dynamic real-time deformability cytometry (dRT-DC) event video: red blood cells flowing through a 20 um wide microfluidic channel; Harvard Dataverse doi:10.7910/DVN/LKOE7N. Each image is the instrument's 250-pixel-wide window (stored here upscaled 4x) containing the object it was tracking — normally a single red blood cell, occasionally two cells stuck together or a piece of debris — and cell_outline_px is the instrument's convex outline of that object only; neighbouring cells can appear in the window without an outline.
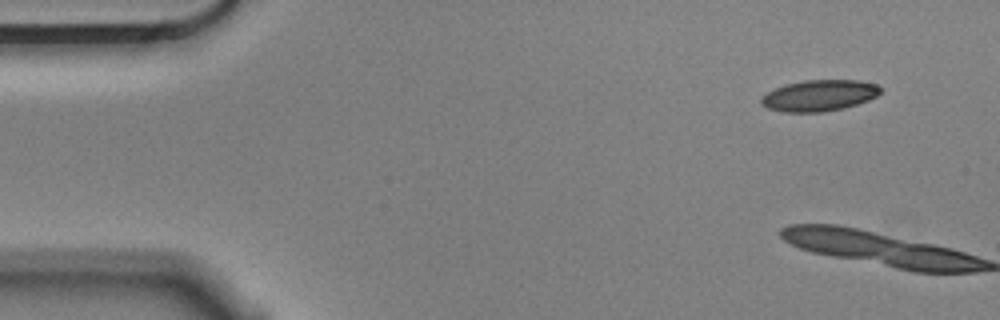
{"species": "Egyptian fruit bat (a non-hibernating species)", "species_latin": "Rousettus aegyptiacus", "temperature_condition": "cold", "stored_images_in_passage": 4, "camera_frame_rate_fps": 3000, "um_per_image_px": 0.085, "animal": {"sex": "male"}, "frame": {"image": 1, "passage_image": 1, "time_ms": 0.0, "image_size_px": [1000, 320], "cell_outline_px": [[884, 88], [876, 96], [868, 100], [844, 108], [820, 112], [780, 112], [768, 108], [760, 104], [760, 100], [768, 92], [776, 88], [788, 84], [804, 80], [860, 80], [876, 84]], "centroid_in_image_um": [69.66, 8.12], "position_along_channel_um": 15.3, "area_um2": 21.62}}